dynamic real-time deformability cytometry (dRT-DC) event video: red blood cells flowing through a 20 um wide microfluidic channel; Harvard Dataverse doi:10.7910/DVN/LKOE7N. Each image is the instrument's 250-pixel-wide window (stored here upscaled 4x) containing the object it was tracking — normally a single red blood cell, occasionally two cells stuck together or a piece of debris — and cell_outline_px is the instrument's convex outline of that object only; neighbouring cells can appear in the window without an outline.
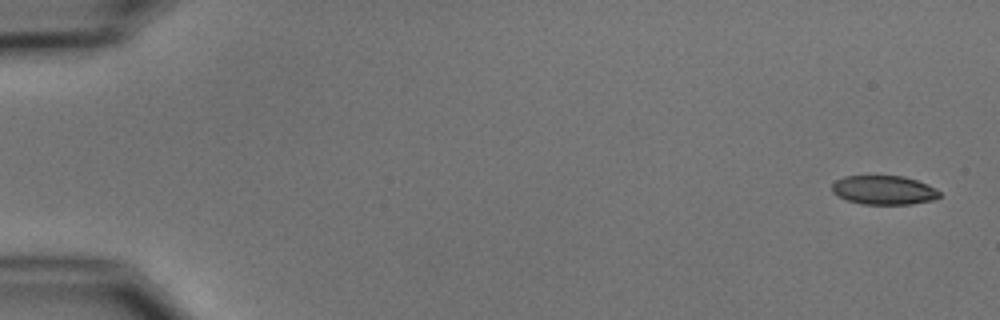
{"species": "common noctule bat (a hibernating species)", "species_latin": "Nyctalus noctula", "temperature_condition": "cold", "stored_images_in_passage": 5, "camera_frame_rate_fps": 3000, "um_per_image_px": 0.085, "animal": {"sex": "male", "body_mass_g": 15.6}, "frame": {"image": 1, "passage_image": 1, "time_ms": 0.0, "image_size_px": [1000, 320], "cell_outline_px": [[940, 196], [936, 200], [912, 204], [860, 204], [848, 200], [832, 192], [832, 184], [836, 180], [844, 176], [904, 176], [928, 184], [940, 192]], "centroid_in_image_um": [75.15, 16.16], "position_along_channel_um": 9.8, "area_um2": 18.21}}
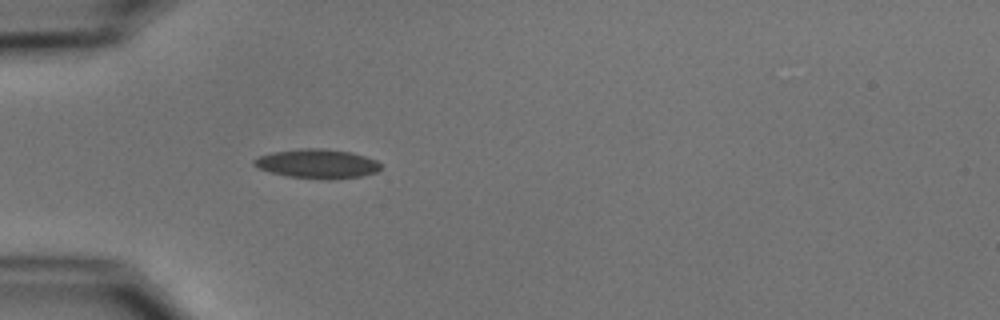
{"frame": {"image": 2, "passage_image": 5, "time_ms": 5.0, "image_size_px": [1000, 320], "cell_outline_px": [[380, 168], [376, 172], [360, 176], [288, 176], [272, 172], [260, 168], [252, 164], [252, 160], [256, 156], [272, 152], [300, 148], [324, 148], [352, 152], [376, 160], [380, 164]], "centroid_in_image_um": [26.9, 13.84], "position_along_channel_um": 58.1, "area_um2": 20.58}}